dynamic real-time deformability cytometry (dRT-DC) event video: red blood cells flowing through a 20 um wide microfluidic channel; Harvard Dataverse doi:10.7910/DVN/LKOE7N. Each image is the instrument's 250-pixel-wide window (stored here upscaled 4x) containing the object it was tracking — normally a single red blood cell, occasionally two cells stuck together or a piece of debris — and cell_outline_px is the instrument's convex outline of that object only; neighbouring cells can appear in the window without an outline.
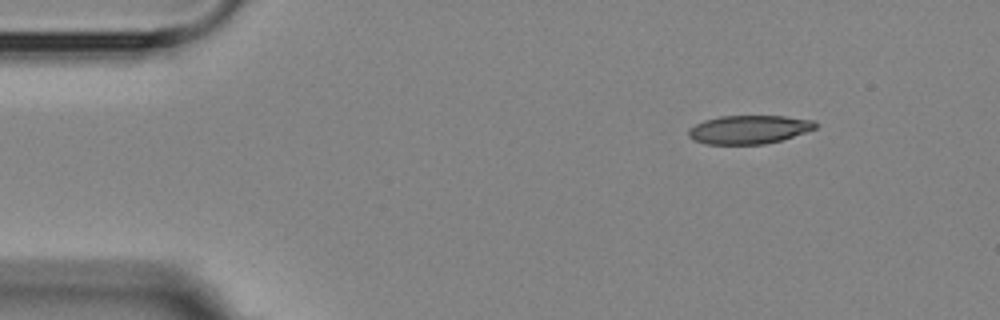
{"species": "Egyptian fruit bat (a non-hibernating species)", "species_latin": "Rousettus aegyptiacus", "temperature_condition": "room temperature", "stored_images_in_passage": 3, "camera_frame_rate_fps": 3000, "um_per_image_px": 0.085, "animal": {"sex": "female"}, "frame": {"image": 1, "passage_image": 1, "time_ms": 0.0, "image_size_px": [1000, 320], "cell_outline_px": [[816, 128], [780, 140], [764, 144], [708, 144], [692, 140], [688, 136], [688, 128], [704, 120], [720, 116], [784, 116], [812, 120], [816, 124]], "centroid_in_image_um": [63.6, 11.01], "position_along_channel_um": 21.4, "area_um2": 20.92}}